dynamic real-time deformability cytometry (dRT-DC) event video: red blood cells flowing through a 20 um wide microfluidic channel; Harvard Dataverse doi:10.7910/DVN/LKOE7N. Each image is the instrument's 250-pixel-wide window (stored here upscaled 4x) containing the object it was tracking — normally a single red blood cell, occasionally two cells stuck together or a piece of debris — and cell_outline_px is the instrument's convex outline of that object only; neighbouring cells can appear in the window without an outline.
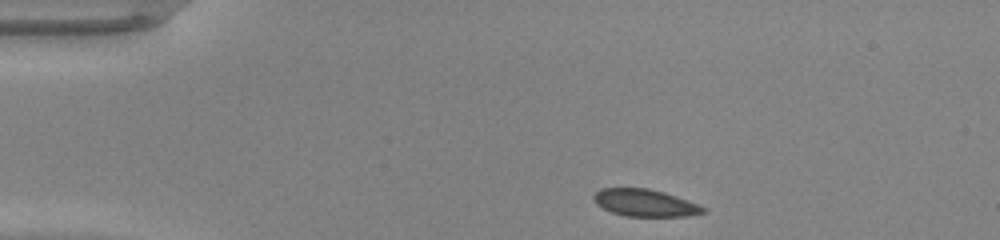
{"species": "common noctule bat (a hibernating species)", "species_latin": "Nyctalus noctula", "temperature_condition": "warm", "stored_images_in_passage": 40, "camera_frame_rate_fps": 3000, "um_per_image_px": 0.085, "animal": {"sex": "male", "body_mass_g": 20.0, "forearm_length_mm": 53.3}, "frame": {"image": 1, "passage_image": 1, "time_ms": 0.0, "image_size_px": [1000, 240], "cell_outline_px": [[704, 212], [688, 216], [624, 216], [612, 212], [596, 204], [592, 196], [600, 188], [648, 188], [664, 192], [700, 204], [704, 208]], "centroid_in_image_um": [54.81, 17.24], "position_along_channel_um": 30.2, "area_um2": 17.28}}
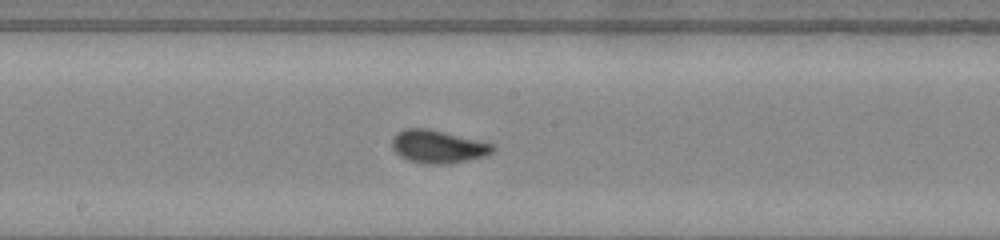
{"frame": {"image": 2, "passage_image": 18, "time_ms": 5.667, "image_size_px": [1000, 240], "cell_outline_px": [[496, 148], [492, 152], [484, 156], [448, 164], [424, 164], [408, 160], [400, 156], [392, 148], [392, 140], [396, 132], [404, 128], [428, 128], [480, 140], [496, 144]], "centroid_in_image_um": [37.23, 12.45], "position_along_channel_um": 211.0, "area_um2": 19.54}}
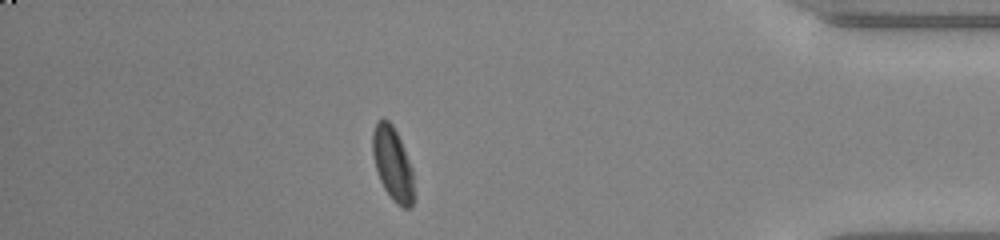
{"frame": {"image": 3, "passage_image": 34, "time_ms": 11.0, "image_size_px": [1000, 240], "cell_outline_px": [[416, 200], [408, 208], [404, 208], [396, 204], [392, 200], [384, 188], [380, 180], [376, 168], [372, 152], [372, 132], [376, 120], [384, 116], [392, 124], [400, 140], [412, 168], [416, 196]], "centroid_in_image_um": [33.39, 13.94], "position_along_channel_um": 401.8, "area_um2": 18.09}, "authors_computed_cell_mechanics": {"area_um2": 18.3226, "velocity_mm_per_s": 4.2837, "shape_relaxation_time_tau1_ms": 3.2106, "shape_relaxation_time_tau2_ms": null, "deformation_change_tau1": 0.1095, "deformation_change_tau2": null}}